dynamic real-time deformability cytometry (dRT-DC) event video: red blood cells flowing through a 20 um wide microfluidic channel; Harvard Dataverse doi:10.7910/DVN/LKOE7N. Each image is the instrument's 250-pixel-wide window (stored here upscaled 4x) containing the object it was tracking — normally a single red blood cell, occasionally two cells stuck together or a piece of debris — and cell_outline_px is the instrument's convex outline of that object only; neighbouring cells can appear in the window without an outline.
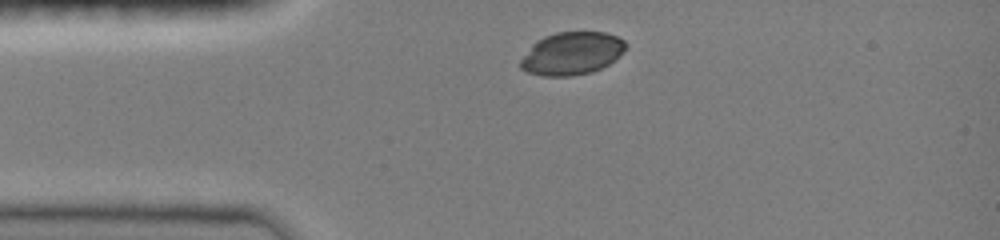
{"species": "common noctule bat (a hibernating species)", "species_latin": "Nyctalus noctula", "temperature_condition": "room temperature", "stored_images_in_passage": 15, "camera_frame_rate_fps": 3000, "um_per_image_px": 0.085, "animal": {"sex": "female", "body_mass_g": 19.0, "forearm_length_mm": 51.5}, "frame": {"image": 1, "passage_image": 1, "time_ms": 0.0, "image_size_px": [1000, 240], "cell_outline_px": [[628, 44], [608, 64], [592, 72], [572, 76], [544, 76], [528, 72], [520, 68], [520, 60], [532, 44], [536, 40], [544, 36], [556, 32], [604, 32], [616, 36], [624, 40]], "centroid_in_image_um": [48.56, 4.54], "position_along_channel_um": 36.4, "area_um2": 26.01}}
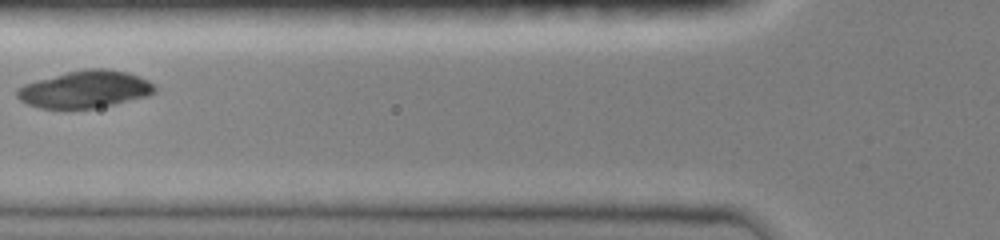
{"frame": {"image": 2, "passage_image": 7, "time_ms": 2.667, "image_size_px": [1000, 240], "cell_outline_px": [[156, 92], [148, 96], [112, 104], [92, 108], [40, 108], [28, 104], [20, 100], [16, 96], [16, 88], [24, 84], [68, 72], [84, 68], [104, 68], [128, 72], [140, 76], [148, 80], [156, 88]], "centroid_in_image_um": [7.24, 7.58], "position_along_channel_um": 118.6, "area_um2": 29.65}}
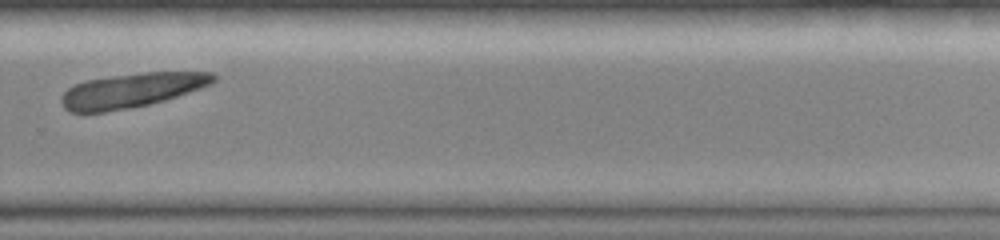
{"frame": {"image": 3, "passage_image": 15, "time_ms": 7.667, "image_size_px": [1000, 240], "cell_outline_px": [[216, 80], [212, 84], [164, 100], [148, 104], [128, 108], [104, 112], [68, 112], [64, 108], [60, 100], [60, 96], [68, 88], [84, 80], [112, 76], [144, 72], [212, 72], [216, 76]], "centroid_in_image_um": [11.16, 7.67], "position_along_channel_um": 318.6, "area_um2": 30.35}}